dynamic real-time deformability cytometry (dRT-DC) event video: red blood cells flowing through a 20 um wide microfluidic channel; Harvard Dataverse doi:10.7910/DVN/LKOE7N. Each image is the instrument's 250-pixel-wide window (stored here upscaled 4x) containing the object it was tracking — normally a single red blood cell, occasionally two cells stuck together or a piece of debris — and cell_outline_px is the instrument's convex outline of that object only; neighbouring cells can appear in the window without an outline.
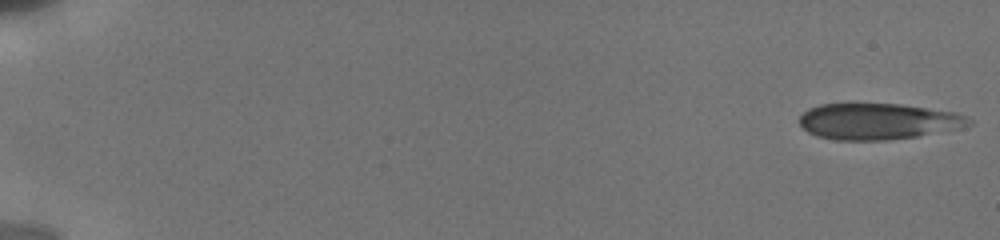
{"species": "human", "species_latin": "Homo sapiens", "temperature_condition": "cold", "stored_images_in_passage": 28, "camera_frame_rate_fps": 3000, "um_per_image_px": 0.085, "donor": {"sex": "male"}, "frame": {"image": 1, "passage_image": 1, "time_ms": 0.0, "image_size_px": [1000, 240], "cell_outline_px": [[972, 124], [960, 128], [916, 136], [888, 140], [836, 140], [816, 136], [808, 132], [800, 124], [800, 116], [808, 108], [820, 104], [900, 104], [956, 112], [968, 116], [972, 120]], "centroid_in_image_um": [74.65, 10.31], "position_along_channel_um": 10.4, "area_um2": 35.72}}
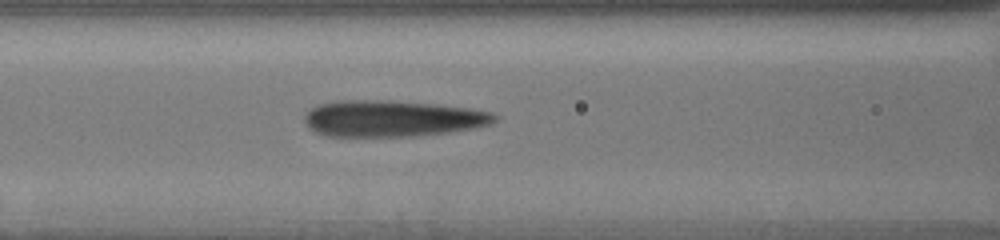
{"frame": {"image": 2, "passage_image": 20, "time_ms": 8.0, "image_size_px": [1000, 240], "cell_outline_px": [[500, 116], [492, 124], [476, 128], [452, 132], [416, 136], [324, 136], [308, 128], [304, 120], [304, 116], [316, 104], [340, 100], [392, 100], [436, 104], [468, 108], [492, 112]], "centroid_in_image_um": [33.37, 10.07], "position_along_channel_um": 133.2, "area_um2": 40.75}}
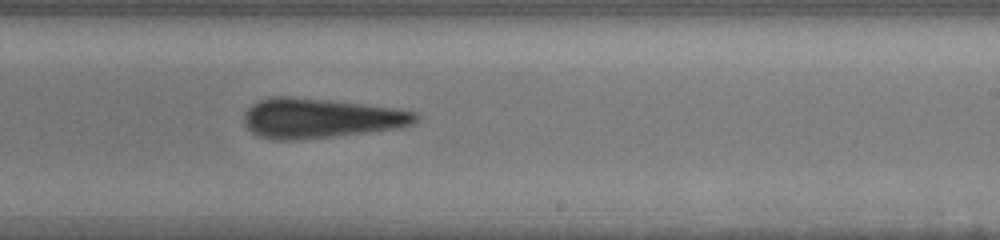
{"frame": {"image": 3, "passage_image": 28, "time_ms": 11.333, "image_size_px": [1000, 240], "cell_outline_px": [[420, 120], [412, 124], [396, 128], [368, 132], [296, 140], [272, 140], [256, 136], [244, 124], [244, 112], [252, 104], [268, 96], [292, 96], [332, 100], [400, 108], [420, 112]], "centroid_in_image_um": [27.26, 10.03], "position_along_channel_um": 261.7, "area_um2": 40.4}}